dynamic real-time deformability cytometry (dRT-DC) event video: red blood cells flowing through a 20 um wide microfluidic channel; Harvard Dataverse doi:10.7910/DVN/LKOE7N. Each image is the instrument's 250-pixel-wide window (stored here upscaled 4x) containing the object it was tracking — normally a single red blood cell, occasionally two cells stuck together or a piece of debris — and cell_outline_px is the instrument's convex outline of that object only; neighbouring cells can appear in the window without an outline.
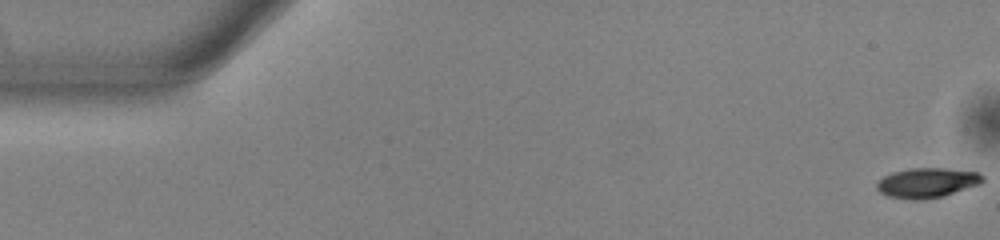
{"species": "common noctule bat (a hibernating species)", "species_latin": "Nyctalus noctula", "temperature_condition": "warm", "stored_images_in_passage": 53, "camera_frame_rate_fps": 3000, "um_per_image_px": 0.085, "animal": {"sex": "male", "body_mass_g": 13.0, "forearm_length_mm": 53.1}, "frame": {"image": 1, "passage_image": 1, "time_ms": 0.0, "image_size_px": [1000, 240], "cell_outline_px": [[984, 180], [980, 184], [944, 196], [924, 200], [912, 200], [888, 196], [880, 192], [876, 188], [876, 184], [884, 176], [892, 172], [908, 168], [944, 168], [980, 172], [984, 176]], "centroid_in_image_um": [78.82, 15.53], "position_along_channel_um": 6.2, "area_um2": 18.61}}
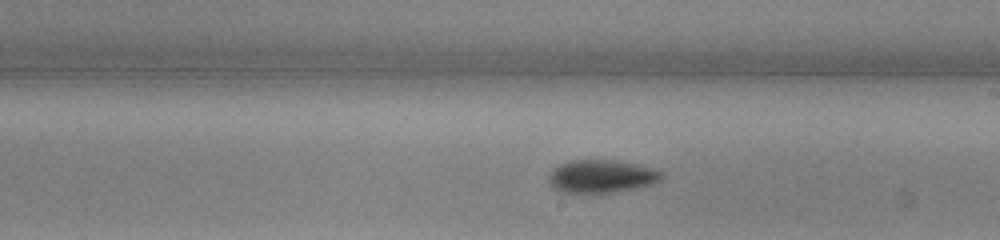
{"frame": {"image": 2, "passage_image": 30, "time_ms": 9.667, "image_size_px": [1000, 240], "cell_outline_px": [[664, 176], [660, 180], [652, 184], [636, 188], [592, 196], [584, 196], [560, 192], [552, 188], [548, 184], [548, 176], [560, 164], [572, 160], [612, 160], [636, 164], [652, 168], [664, 172]], "centroid_in_image_um": [51.08, 15.05], "position_along_channel_um": 237.9, "area_um2": 22.48}}
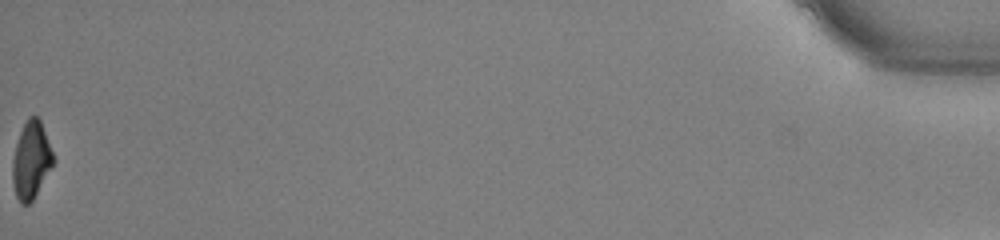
{"frame": {"image": 3, "passage_image": 53, "time_ms": 17.333, "image_size_px": [1000, 240], "cell_outline_px": [[56, 160], [32, 200], [28, 204], [20, 204], [16, 196], [12, 180], [12, 160], [16, 144], [20, 132], [28, 116], [36, 116], [40, 120]], "centroid_in_image_um": [2.64, 13.62], "position_along_channel_um": 432.6, "area_um2": 18.21}, "authors_computed_cell_mechanics": {"area_um2": 19.7676, "velocity_mm_per_s": 3.9398, "shape_relaxation_time_tau1_ms": 1.9604, "shape_relaxation_time_tau2_ms": null, "deformation_change_tau1": 0.1049, "deformation_change_tau2": null}}